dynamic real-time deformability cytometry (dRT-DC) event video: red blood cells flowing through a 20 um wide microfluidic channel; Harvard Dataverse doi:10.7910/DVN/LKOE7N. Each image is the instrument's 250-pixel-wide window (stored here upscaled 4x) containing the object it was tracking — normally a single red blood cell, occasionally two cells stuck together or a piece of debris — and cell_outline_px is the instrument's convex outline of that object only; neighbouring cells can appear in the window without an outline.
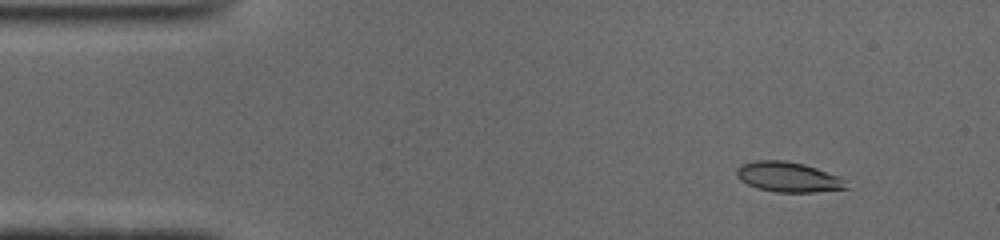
{"species": "common noctule bat (a hibernating species)", "species_latin": "Nyctalus noctula", "temperature_condition": "cold", "stored_images_in_passage": 24, "camera_frame_rate_fps": 3000, "um_per_image_px": 0.085, "animal": {"sex": "male", "body_mass_g": 19.0, "forearm_length_mm": 50.8}, "frame": {"image": 1, "passage_image": 1, "time_ms": 0.0, "image_size_px": [1000, 240], "cell_outline_px": [[852, 188], [812, 192], [776, 192], [756, 188], [740, 180], [736, 176], [736, 168], [740, 164], [756, 160], [784, 160], [804, 164], [840, 176]], "centroid_in_image_um": [67.0, 15.04], "position_along_channel_um": 18.0, "area_um2": 19.42}}
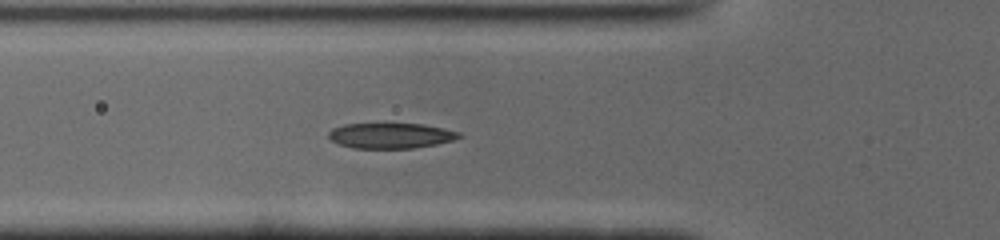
{"frame": {"image": 2, "passage_image": 13, "time_ms": 4.0, "image_size_px": [1000, 240], "cell_outline_px": [[464, 136], [452, 140], [436, 144], [412, 148], [352, 148], [340, 144], [332, 140], [328, 136], [328, 132], [332, 128], [344, 124], [384, 120], [424, 124], [444, 128], [460, 132]], "centroid_in_image_um": [33.19, 11.46], "position_along_channel_um": 92.6, "area_um2": 20.4}}
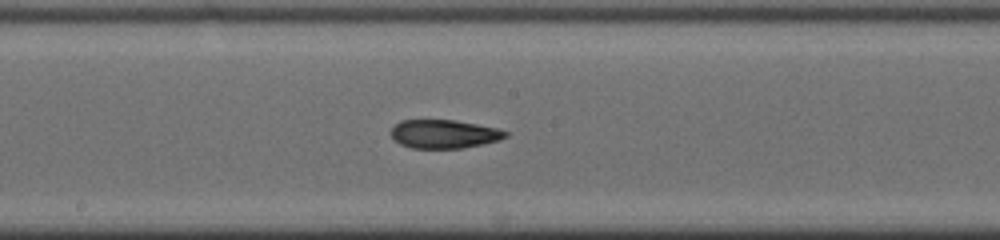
{"frame": {"image": 3, "passage_image": 22, "time_ms": 7.0, "image_size_px": [1000, 240], "cell_outline_px": [[508, 136], [500, 140], [464, 148], [412, 148], [400, 144], [392, 136], [392, 128], [400, 120], [456, 120], [496, 128], [508, 132]], "centroid_in_image_um": [37.77, 11.39], "position_along_channel_um": 210.4, "area_um2": 18.96}}